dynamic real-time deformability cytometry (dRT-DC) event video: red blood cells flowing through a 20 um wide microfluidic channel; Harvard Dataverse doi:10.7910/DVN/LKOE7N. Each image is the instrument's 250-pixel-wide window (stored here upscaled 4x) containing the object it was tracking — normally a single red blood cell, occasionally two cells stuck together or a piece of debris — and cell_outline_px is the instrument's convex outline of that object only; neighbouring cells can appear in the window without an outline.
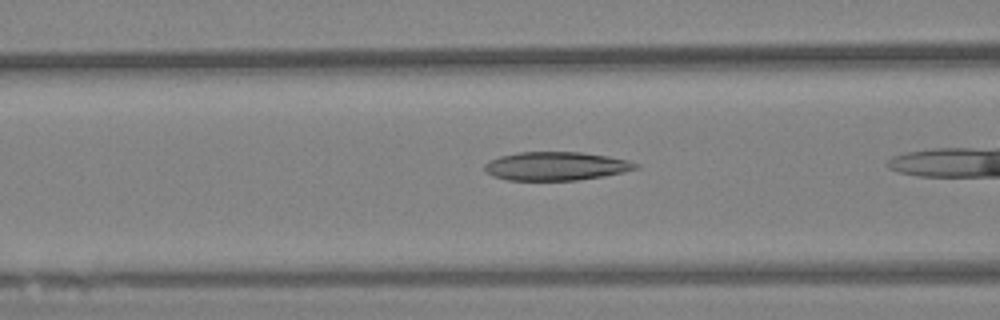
{"species": "Egyptian fruit bat (a non-hibernating species)", "species_latin": "Rousettus aegyptiacus", "temperature_condition": "warm", "stored_images_in_passage": 30, "camera_frame_rate_fps": 3000, "um_per_image_px": 0.085, "animal": {"sex": "female"}, "frame": {"image": 1, "passage_image": 6, "time_ms": 1.667, "image_size_px": [1000, 320], "cell_outline_px": [[640, 168], [624, 172], [604, 176], [576, 180], [508, 180], [492, 176], [484, 172], [484, 164], [488, 160], [500, 156], [520, 152], [580, 152], [608, 156], [628, 160], [640, 164]], "centroid_in_image_um": [47.25, 14.12], "position_along_channel_um": 119.3, "area_um2": 25.32}}
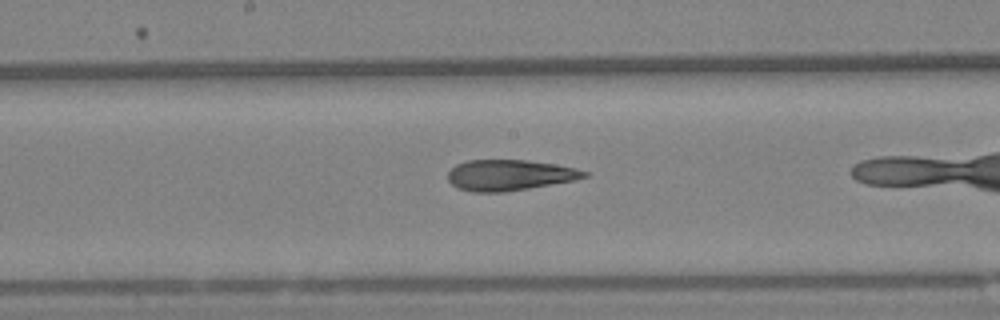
{"frame": {"image": 2, "passage_image": 14, "time_ms": 4.333, "image_size_px": [1000, 320], "cell_outline_px": [[588, 176], [576, 180], [504, 192], [472, 192], [460, 188], [452, 184], [448, 180], [448, 172], [456, 164], [468, 160], [528, 160], [556, 164], [576, 168], [588, 172]], "centroid_in_image_um": [43.33, 14.88], "position_along_channel_um": 204.9, "area_um2": 24.45}}
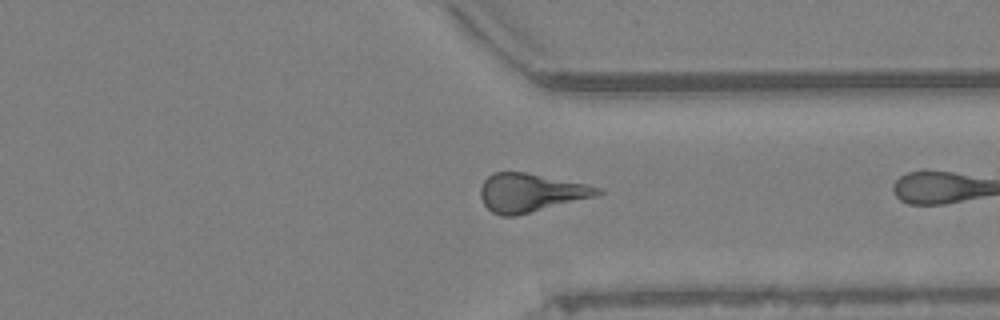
{"frame": {"image": 3, "passage_image": 29, "time_ms": 9.333, "image_size_px": [1000, 320], "cell_outline_px": [[604, 192], [596, 196], [516, 216], [500, 216], [492, 212], [484, 204], [480, 196], [480, 188], [484, 180], [488, 176], [496, 172], [524, 172], [588, 184], [604, 188]], "centroid_in_image_um": [45.12, 16.38], "position_along_channel_um": 366.3, "area_um2": 26.3}}